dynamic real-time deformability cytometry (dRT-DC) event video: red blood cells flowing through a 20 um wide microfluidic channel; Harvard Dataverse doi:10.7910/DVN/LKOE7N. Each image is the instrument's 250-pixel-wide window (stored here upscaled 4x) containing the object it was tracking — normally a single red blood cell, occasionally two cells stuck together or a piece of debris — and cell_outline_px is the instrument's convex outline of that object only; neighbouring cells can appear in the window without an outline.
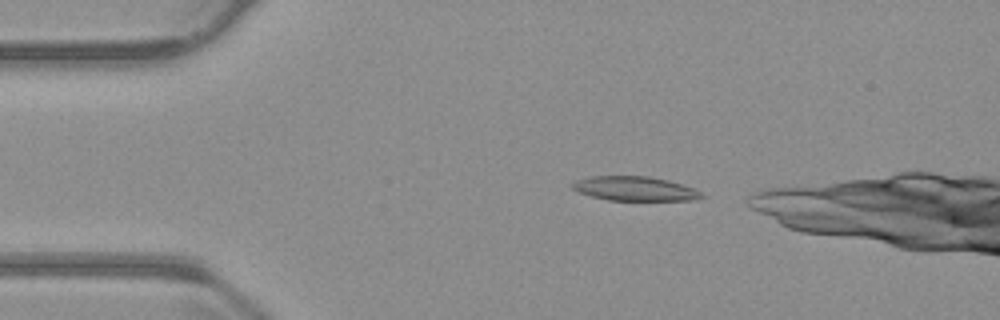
{"species": "common noctule bat (a hibernating species)", "species_latin": "Nyctalus noctula", "temperature_condition": "warm", "stored_images_in_passage": 39, "camera_frame_rate_fps": 3000, "um_per_image_px": 0.085, "animal": {"sex": "male", "body_mass_g": 23.1, "forearm_length_mm": 52.7}, "frame": {"image": 1, "passage_image": 3, "time_ms": 0.667, "image_size_px": [1000, 320], "cell_outline_px": [[704, 196], [692, 200], [608, 200], [592, 196], [580, 192], [572, 188], [572, 184], [576, 180], [592, 176], [648, 176], [668, 180], [684, 184], [700, 192]], "centroid_in_image_um": [53.96, 16.03], "position_along_channel_um": 31.0, "area_um2": 18.09}}
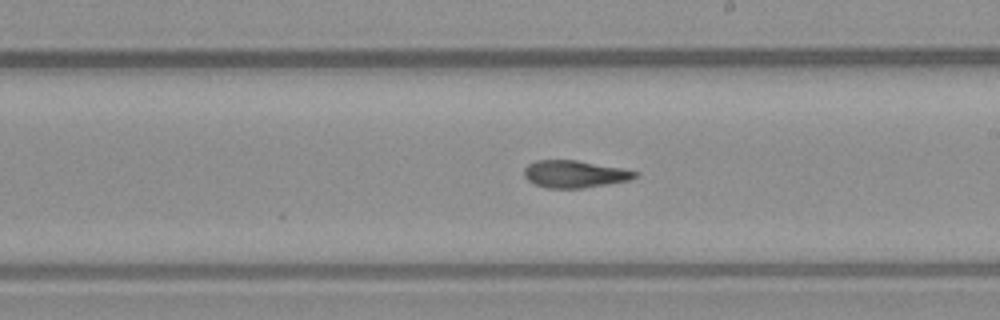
{"frame": {"image": 2, "passage_image": 23, "time_ms": 7.333, "image_size_px": [1000, 320], "cell_outline_px": [[640, 172], [636, 176], [628, 180], [608, 184], [584, 188], [544, 188], [528, 180], [524, 176], [524, 168], [528, 164], [536, 160], [576, 160], [624, 168]], "centroid_in_image_um": [48.84, 14.79], "position_along_channel_um": 240.2, "area_um2": 17.69}}
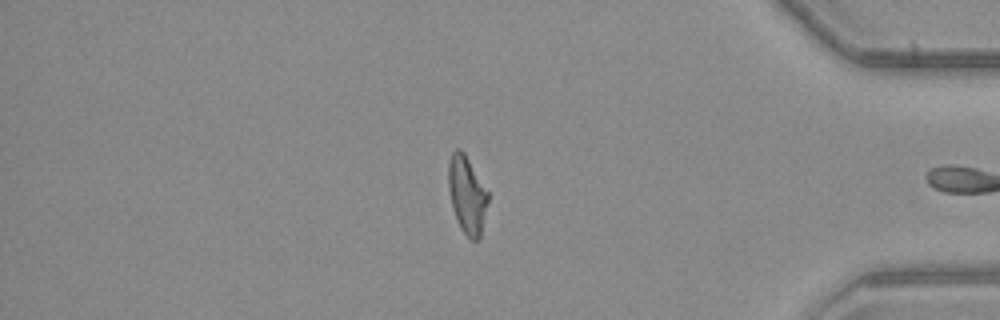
{"frame": {"image": 3, "passage_image": 38, "time_ms": 12.333, "image_size_px": [1000, 320], "cell_outline_px": [[488, 200], [480, 240], [472, 240], [460, 228], [456, 220], [452, 208], [448, 188], [448, 164], [452, 152], [456, 148], [460, 148], [464, 152], [488, 192]], "centroid_in_image_um": [39.68, 16.56], "position_along_channel_um": 395.5, "area_um2": 17.92}}